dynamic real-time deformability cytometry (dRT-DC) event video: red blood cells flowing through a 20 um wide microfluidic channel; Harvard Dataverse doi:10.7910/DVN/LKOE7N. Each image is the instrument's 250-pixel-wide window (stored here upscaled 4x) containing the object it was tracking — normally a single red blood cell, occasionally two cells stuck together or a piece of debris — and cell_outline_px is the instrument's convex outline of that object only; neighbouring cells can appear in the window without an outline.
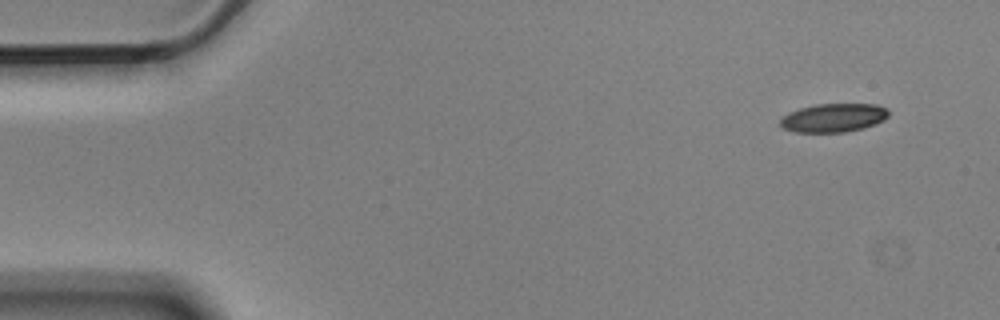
{"species": "Egyptian fruit bat (a non-hibernating species)", "species_latin": "Rousettus aegyptiacus", "temperature_condition": "cold", "stored_images_in_passage": 5, "camera_frame_rate_fps": 3000, "um_per_image_px": 0.085, "animal": {"sex": "male"}, "frame": {"image": 1, "passage_image": 1, "time_ms": 0.0, "image_size_px": [1000, 320], "cell_outline_px": [[888, 116], [884, 120], [864, 128], [844, 132], [796, 132], [784, 128], [780, 124], [780, 120], [788, 112], [800, 108], [816, 104], [876, 104], [888, 108]], "centroid_in_image_um": [70.87, 10.0], "position_along_channel_um": 14.1, "area_um2": 18.03}}
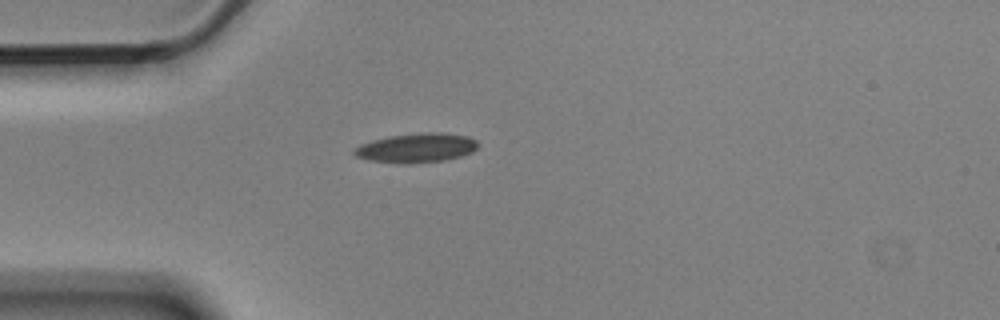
{"frame": {"image": 2, "passage_image": 4, "time_ms": 1.0, "image_size_px": [1000, 320], "cell_outline_px": [[476, 148], [472, 152], [460, 156], [444, 160], [408, 164], [404, 164], [368, 160], [356, 156], [352, 152], [352, 148], [360, 144], [372, 140], [388, 136], [424, 132], [440, 132], [468, 136], [476, 140]], "centroid_in_image_um": [35.34, 12.57], "position_along_channel_um": 49.7, "area_um2": 21.21}}